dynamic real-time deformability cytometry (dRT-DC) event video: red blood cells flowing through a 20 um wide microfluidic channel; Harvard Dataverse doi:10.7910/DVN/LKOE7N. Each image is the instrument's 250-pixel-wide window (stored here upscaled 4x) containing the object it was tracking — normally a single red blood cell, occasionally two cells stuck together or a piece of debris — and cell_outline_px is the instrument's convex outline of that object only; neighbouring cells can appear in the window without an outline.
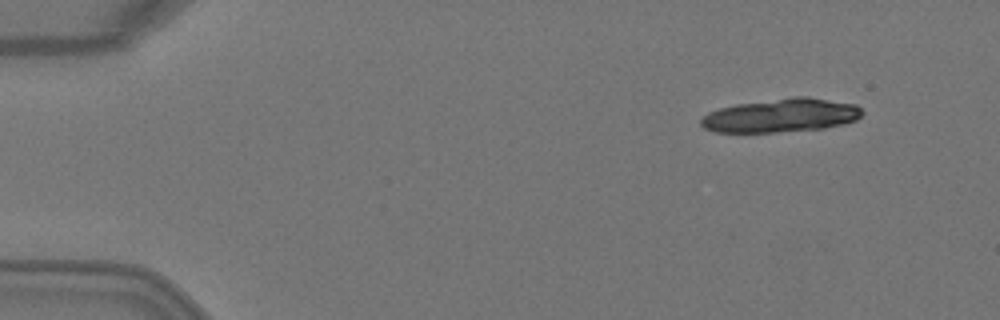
{"species": "Egyptian fruit bat (a non-hibernating species)", "species_latin": "Rousettus aegyptiacus", "temperature_condition": "warm", "stored_images_in_passage": 4, "camera_frame_rate_fps": 3000, "um_per_image_px": 0.085, "animal": {"sex": "female"}, "frame": {"image": 1, "passage_image": 1, "time_ms": 0.0, "image_size_px": [1000, 320], "cell_outline_px": [[864, 112], [856, 120], [844, 124], [824, 128], [776, 132], [716, 132], [704, 128], [700, 124], [700, 120], [708, 112], [720, 108], [736, 104], [792, 96], [808, 96], [856, 104]], "centroid_in_image_um": [66.41, 9.8], "position_along_channel_um": 18.6, "area_um2": 31.73}}